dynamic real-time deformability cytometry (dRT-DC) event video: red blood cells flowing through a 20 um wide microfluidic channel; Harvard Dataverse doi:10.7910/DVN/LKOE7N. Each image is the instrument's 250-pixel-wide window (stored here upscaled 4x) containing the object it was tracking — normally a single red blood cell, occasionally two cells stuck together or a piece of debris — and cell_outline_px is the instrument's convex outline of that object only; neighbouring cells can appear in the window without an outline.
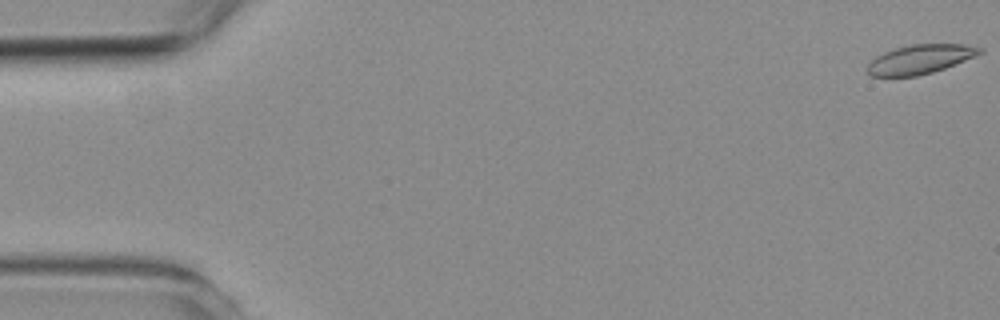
{"species": "common noctule bat (a hibernating species)", "species_latin": "Nyctalus noctula", "temperature_condition": "room temperature", "stored_images_in_passage": 6, "camera_frame_rate_fps": 3000, "um_per_image_px": 0.085, "animal": {"sex": "female", "body_mass_g": 19.3, "forearm_length_mm": 54.1}, "frame": {"image": 1, "passage_image": 1, "time_ms": 0.0, "image_size_px": [1000, 320], "cell_outline_px": [[984, 52], [944, 68], [932, 72], [916, 76], [872, 76], [868, 72], [868, 64], [876, 56], [884, 52], [896, 48], [912, 44], [964, 44], [984, 48]], "centroid_in_image_um": [78.22, 5.02], "position_along_channel_um": 6.8, "area_um2": 18.84}}